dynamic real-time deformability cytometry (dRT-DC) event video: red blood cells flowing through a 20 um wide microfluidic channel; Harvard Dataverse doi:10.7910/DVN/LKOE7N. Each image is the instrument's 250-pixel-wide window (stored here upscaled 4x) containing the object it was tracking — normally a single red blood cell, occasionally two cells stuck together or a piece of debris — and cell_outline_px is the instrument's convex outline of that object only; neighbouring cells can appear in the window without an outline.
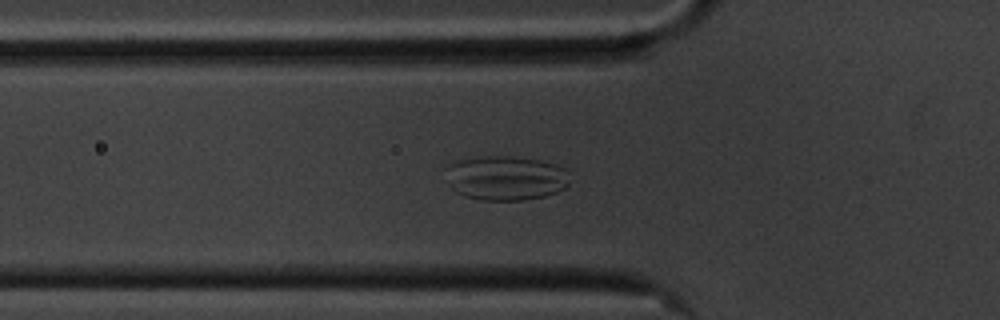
{"species": "common noctule bat (a hibernating species)", "species_latin": "Nyctalus noctula", "temperature_condition": "cold", "stored_images_in_passage": 57, "camera_frame_rate_fps": 3000, "um_per_image_px": 0.085, "animal": {"sex": "male", "body_mass_g": 20.1, "forearm_length_mm": 53.5}, "frame": {"image": 1, "passage_image": 18, "time_ms": 5.667, "image_size_px": [1000, 320], "cell_outline_px": [[568, 184], [564, 188], [556, 192], [544, 196], [524, 200], [480, 200], [464, 196], [456, 192], [448, 184], [444, 168], [448, 164], [456, 160], [484, 156], [512, 156], [536, 160], [556, 164], [564, 168], [568, 172]], "centroid_in_image_um": [42.93, 15.13], "position_along_channel_um": 82.9, "area_um2": 32.43}}
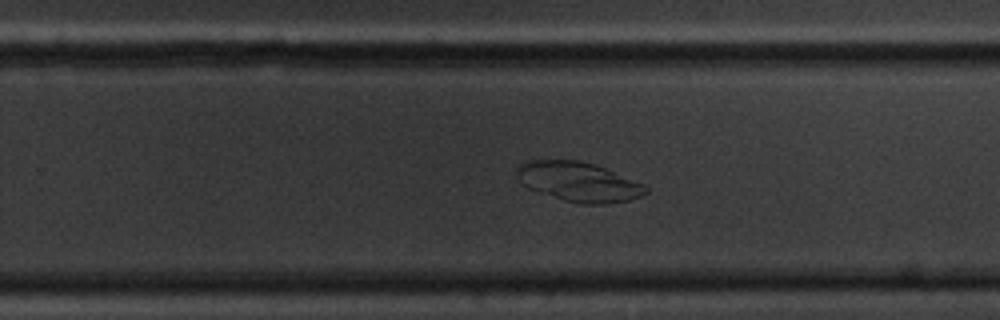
{"frame": {"image": 2, "passage_image": 35, "time_ms": 11.333, "image_size_px": [1000, 320], "cell_outline_px": [[648, 192], [640, 196], [628, 200], [604, 204], [580, 204], [564, 200], [528, 188], [520, 184], [512, 172], [516, 164], [524, 160], [580, 160], [596, 164], [644, 184], [648, 188]], "centroid_in_image_um": [49.09, 15.43], "position_along_channel_um": 280.7, "area_um2": 30.23}}
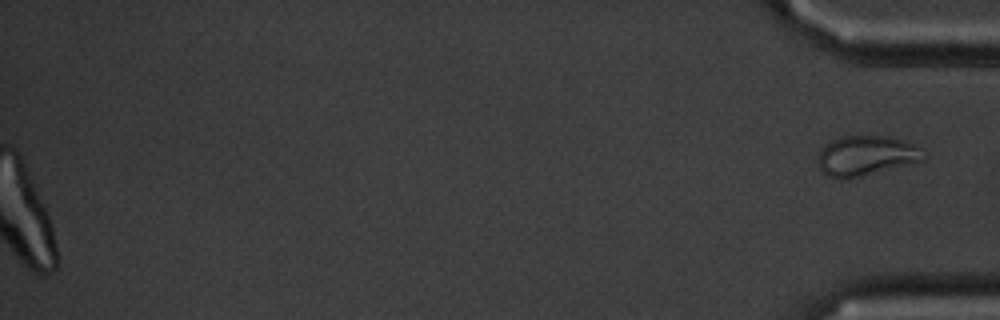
{"frame": {"image": 3, "passage_image": 57, "time_ms": 18.667, "image_size_px": [1000, 320], "cell_outline_px": [[928, 156], [924, 160], [848, 180], [828, 176], [820, 168], [820, 148], [832, 140], [840, 136], [888, 136], [900, 140], [920, 148]], "centroid_in_image_um": [73.63, 13.24], "position_along_channel_um": 361.6, "area_um2": 24.39}}